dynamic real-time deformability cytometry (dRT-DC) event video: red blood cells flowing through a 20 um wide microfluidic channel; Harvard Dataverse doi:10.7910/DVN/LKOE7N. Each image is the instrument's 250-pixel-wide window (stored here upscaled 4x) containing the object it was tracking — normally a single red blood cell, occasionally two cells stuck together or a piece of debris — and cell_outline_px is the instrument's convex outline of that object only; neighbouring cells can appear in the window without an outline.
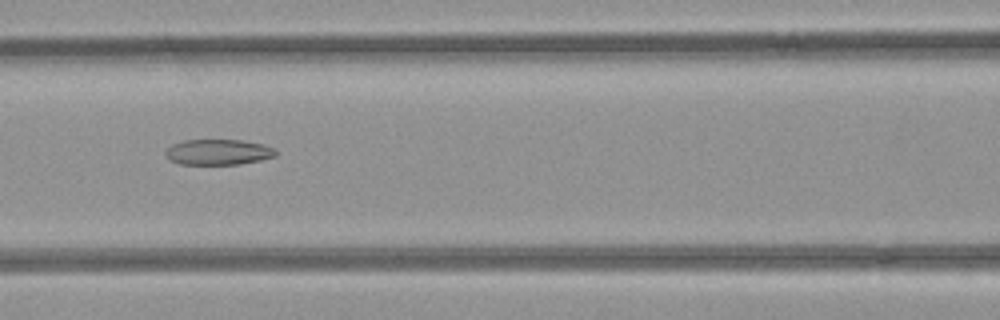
{"species": "common noctule bat (a hibernating species)", "species_latin": "Nyctalus noctula", "temperature_condition": "room temperature", "stored_images_in_passage": 8, "camera_frame_rate_fps": 3000, "um_per_image_px": 0.085, "animal": {"sex": "female", "body_mass_g": 21.9}, "frame": {"image": 1, "passage_image": 6, "time_ms": 1.667, "image_size_px": [1000, 320], "cell_outline_px": [[276, 156], [260, 160], [240, 164], [180, 164], [168, 160], [164, 152], [172, 144], [184, 140], [240, 140], [264, 144], [276, 148]], "centroid_in_image_um": [18.55, 12.92], "position_along_channel_um": 148.1, "area_um2": 16.53}}
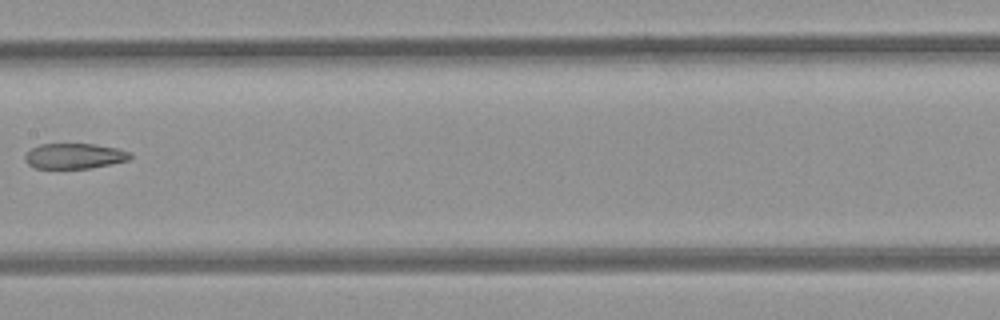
{"frame": {"image": 2, "passage_image": 7, "time_ms": 2.0, "image_size_px": [1000, 320], "cell_outline_px": [[132, 156], [128, 160], [92, 168], [36, 168], [28, 164], [24, 160], [24, 156], [32, 148], [40, 144], [96, 144], [116, 148], [128, 152]], "centroid_in_image_um": [6.31, 13.26], "position_along_channel_um": 201.1, "area_um2": 15.43}}
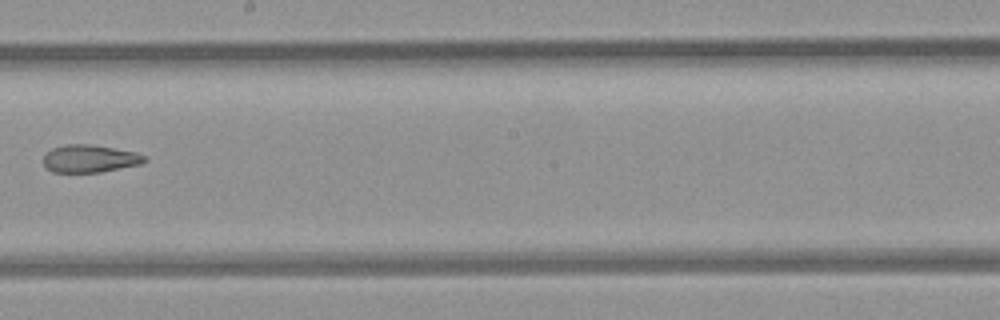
{"frame": {"image": 3, "passage_image": 8, "time_ms": 2.333, "image_size_px": [1000, 320], "cell_outline_px": [[148, 160], [140, 164], [100, 172], [52, 172], [44, 164], [44, 152], [52, 148], [64, 144], [88, 144], [136, 152], [148, 156]], "centroid_in_image_um": [7.63, 13.47], "position_along_channel_um": 240.6, "area_um2": 16.3}}